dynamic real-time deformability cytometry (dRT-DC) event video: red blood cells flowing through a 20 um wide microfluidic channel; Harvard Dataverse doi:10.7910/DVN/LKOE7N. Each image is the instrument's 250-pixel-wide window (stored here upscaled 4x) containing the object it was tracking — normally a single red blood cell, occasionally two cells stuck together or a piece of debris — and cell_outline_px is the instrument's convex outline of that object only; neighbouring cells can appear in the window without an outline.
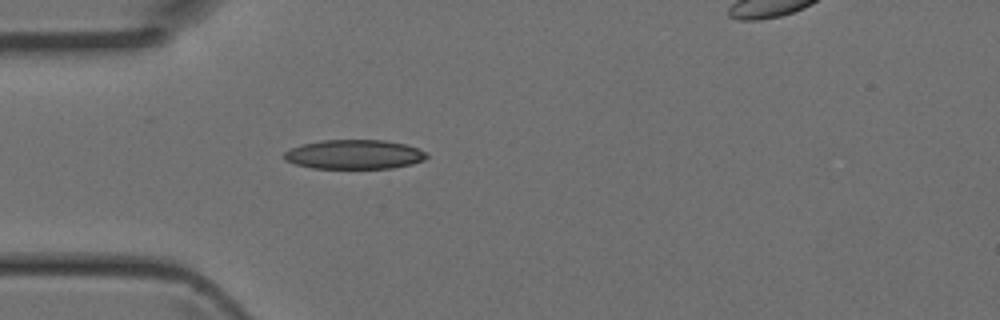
{"species": "Egyptian fruit bat (a non-hibernating species)", "species_latin": "Rousettus aegyptiacus", "temperature_condition": "room temperature", "stored_images_in_passage": 3, "camera_frame_rate_fps": 3000, "um_per_image_px": 0.085, "animal": {"sex": "female"}, "frame": {"image": 1, "passage_image": 3, "time_ms": 0.667, "image_size_px": [1000, 320], "cell_outline_px": [[428, 156], [424, 160], [412, 164], [392, 168], [312, 168], [296, 164], [284, 160], [284, 152], [300, 144], [324, 140], [384, 140], [404, 144], [416, 148], [424, 152]], "centroid_in_image_um": [30.09, 13.13], "position_along_channel_um": 54.9, "area_um2": 24.22}}